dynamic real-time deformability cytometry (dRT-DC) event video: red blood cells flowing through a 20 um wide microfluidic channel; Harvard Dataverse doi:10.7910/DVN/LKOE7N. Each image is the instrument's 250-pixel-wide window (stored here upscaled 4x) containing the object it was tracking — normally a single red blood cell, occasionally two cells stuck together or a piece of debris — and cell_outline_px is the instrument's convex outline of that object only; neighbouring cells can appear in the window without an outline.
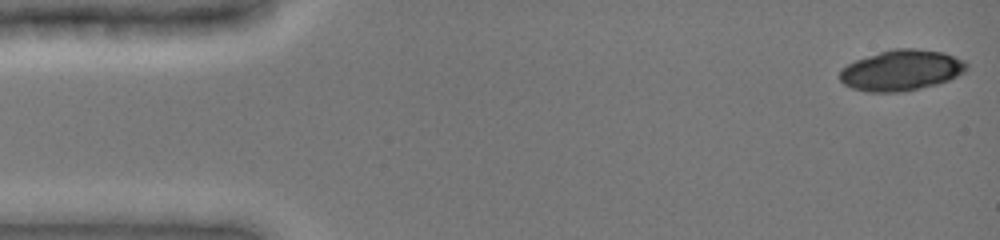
{"species": "common noctule bat (a hibernating species)", "species_latin": "Nyctalus noctula", "temperature_condition": "cold", "stored_images_in_passage": 43, "camera_frame_rate_fps": 3000, "um_per_image_px": 0.085, "animal": {"sex": "female", "body_mass_g": 19.0, "forearm_length_mm": 51.5}, "frame": {"image": 1, "passage_image": 1, "time_ms": 0.0, "image_size_px": [1000, 240], "cell_outline_px": [[968, 68], [964, 72], [948, 80], [936, 84], [904, 92], [868, 92], [852, 88], [844, 84], [840, 80], [840, 68], [856, 60], [892, 48], [916, 48], [944, 52], [964, 60], [968, 64]], "centroid_in_image_um": [76.62, 5.97], "position_along_channel_um": 8.4, "area_um2": 30.17}}
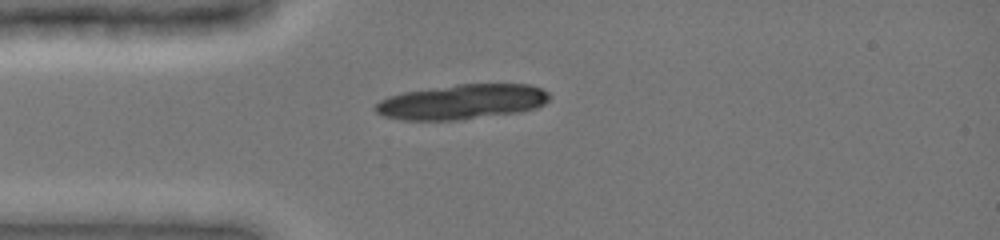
{"frame": {"image": 2, "passage_image": 12, "time_ms": 3.667, "image_size_px": [1000, 240], "cell_outline_px": [[552, 96], [544, 104], [536, 108], [520, 112], [460, 120], [400, 120], [384, 116], [376, 112], [372, 108], [380, 100], [388, 96], [404, 92], [456, 84], [528, 84], [540, 88], [548, 92]], "centroid_in_image_um": [39.27, 8.66], "position_along_channel_um": 45.7, "area_um2": 35.66}}